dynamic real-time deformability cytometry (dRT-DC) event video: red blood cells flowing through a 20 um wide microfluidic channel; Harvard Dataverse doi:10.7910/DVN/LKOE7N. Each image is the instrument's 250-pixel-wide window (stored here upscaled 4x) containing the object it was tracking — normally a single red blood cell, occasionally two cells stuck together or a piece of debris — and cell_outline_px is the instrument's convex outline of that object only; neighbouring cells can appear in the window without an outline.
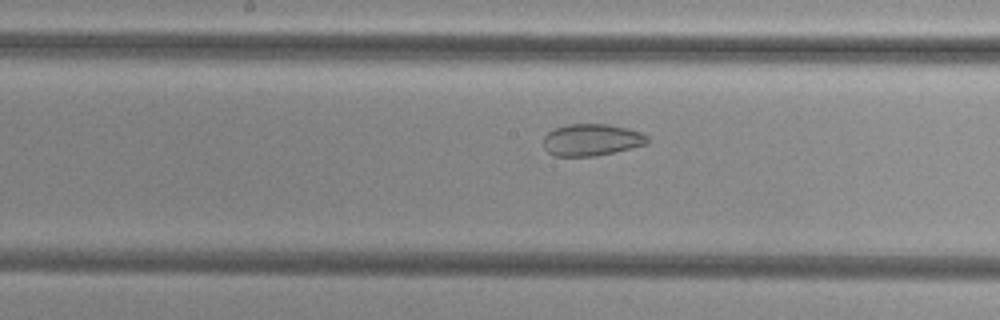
{"species": "common noctule bat (a hibernating species)", "species_latin": "Nyctalus noctula", "temperature_condition": "cold", "stored_images_in_passage": 32, "camera_frame_rate_fps": 3000, "um_per_image_px": 0.085, "animal": {"sex": "female", "body_mass_g": 29.2, "forearm_length_mm": 56.3}, "frame": {"image": 1, "passage_image": 12, "time_ms": 3.667, "image_size_px": [1000, 320], "cell_outline_px": [[648, 144], [632, 148], [592, 156], [556, 156], [548, 152], [544, 148], [544, 136], [548, 132], [556, 128], [568, 124], [608, 124], [628, 128], [640, 132], [648, 136]], "centroid_in_image_um": [50.29, 11.88], "position_along_channel_um": 197.9, "area_um2": 19.25}}
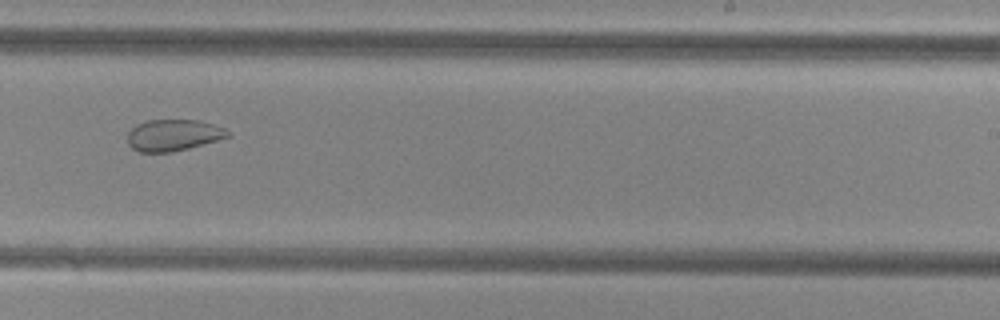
{"frame": {"image": 2, "passage_image": 18, "time_ms": 5.667, "image_size_px": [1000, 320], "cell_outline_px": [[232, 136], [188, 148], [172, 152], [136, 152], [128, 144], [128, 132], [136, 124], [148, 120], [200, 120], [224, 128]], "centroid_in_image_um": [14.71, 11.49], "position_along_channel_um": 274.3, "area_um2": 18.38}}
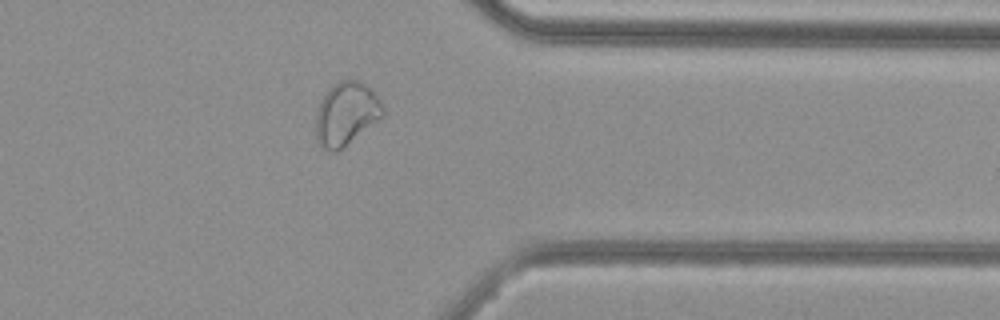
{"frame": {"image": 3, "passage_image": 27, "time_ms": 8.667, "image_size_px": [1000, 320], "cell_outline_px": [[384, 116], [336, 152], [332, 152], [320, 148], [316, 140], [316, 112], [320, 100], [340, 80], [360, 80], [380, 100], [384, 108]], "centroid_in_image_um": [29.41, 9.7], "position_along_channel_um": 382.0, "area_um2": 24.39}, "authors_computed_cell_mechanics": {"area_um2": 21.1548, "velocity_mm_per_s": 3.8306, "shape_relaxation_time_tau1_ms": null, "shape_relaxation_time_tau2_ms": 1.7553, "deformation_change_tau1": null, "deformation_change_tau2": 0.0661}}